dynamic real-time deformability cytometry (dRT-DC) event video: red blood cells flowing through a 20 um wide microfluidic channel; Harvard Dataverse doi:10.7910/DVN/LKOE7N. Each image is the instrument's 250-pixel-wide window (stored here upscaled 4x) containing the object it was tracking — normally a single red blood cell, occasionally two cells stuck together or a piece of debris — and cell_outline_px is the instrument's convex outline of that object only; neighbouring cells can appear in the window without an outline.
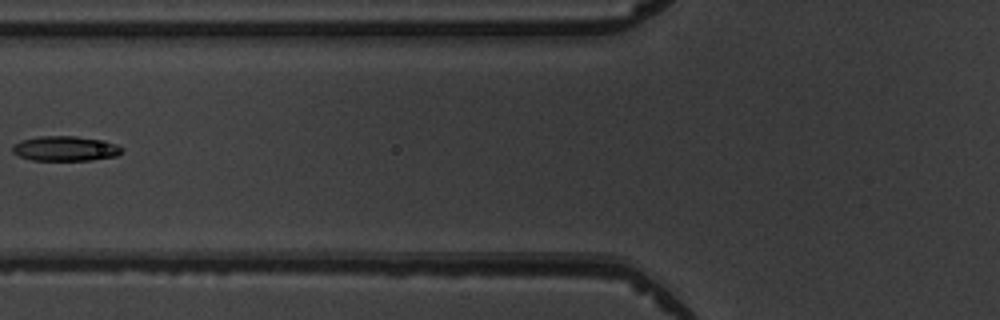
{"species": "common noctule bat (a hibernating species)", "species_latin": "Nyctalus noctula", "temperature_condition": "warm", "stored_images_in_passage": 4, "camera_frame_rate_fps": 3000, "um_per_image_px": 0.085, "animal": {"sex": "male", "body_mass_g": 19.5, "forearm_length_mm": 54.6}, "frame": {"image": 1, "passage_image": 3, "time_ms": 2.333, "image_size_px": [1000, 320], "cell_outline_px": [[124, 148], [116, 156], [92, 160], [32, 160], [20, 156], [12, 152], [12, 144], [20, 140], [40, 136], [76, 136], [116, 144]], "centroid_in_image_um": [5.5, 12.63], "position_along_channel_um": 120.3, "area_um2": 15.72}}
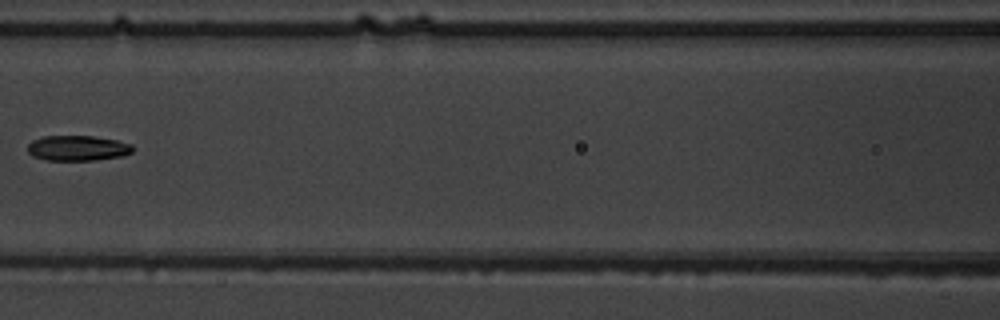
{"frame": {"image": 2, "passage_image": 4, "time_ms": 3.333, "image_size_px": [1000, 320], "cell_outline_px": [[132, 152], [124, 156], [96, 160], [44, 160], [32, 156], [28, 152], [28, 144], [32, 140], [44, 136], [92, 136], [116, 140], [132, 144]], "centroid_in_image_um": [6.59, 12.59], "position_along_channel_um": 160.0, "area_um2": 15.55}}